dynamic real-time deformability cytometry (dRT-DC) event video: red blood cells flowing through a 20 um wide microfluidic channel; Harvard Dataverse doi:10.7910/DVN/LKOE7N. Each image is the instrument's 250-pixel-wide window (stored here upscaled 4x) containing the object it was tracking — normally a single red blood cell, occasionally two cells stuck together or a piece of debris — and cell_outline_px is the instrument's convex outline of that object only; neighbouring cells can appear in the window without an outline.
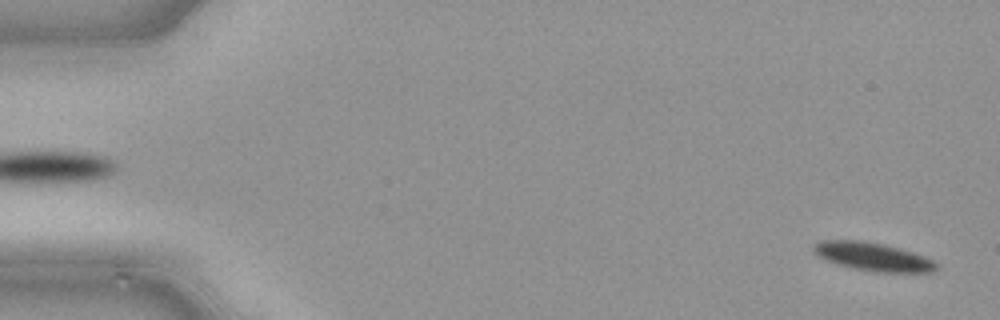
{"species": "common noctule bat (a hibernating species)", "species_latin": "Nyctalus noctula", "temperature_condition": "cold", "stored_images_in_passage": 13, "camera_frame_rate_fps": 3000, "um_per_image_px": 0.085, "animal": {"sex": "male", "body_mass_g": 21.5, "forearm_length_mm": 52.0}, "frame": {"image": 1, "passage_image": 1, "time_ms": 0.0, "image_size_px": [1000, 320], "cell_outline_px": [[940, 264], [932, 272], [880, 272], [856, 268], [836, 264], [816, 256], [812, 252], [812, 244], [820, 240], [864, 240], [884, 244], [900, 248], [924, 256]], "centroid_in_image_um": [74.15, 21.8], "position_along_channel_um": 10.9, "area_um2": 20.4}}